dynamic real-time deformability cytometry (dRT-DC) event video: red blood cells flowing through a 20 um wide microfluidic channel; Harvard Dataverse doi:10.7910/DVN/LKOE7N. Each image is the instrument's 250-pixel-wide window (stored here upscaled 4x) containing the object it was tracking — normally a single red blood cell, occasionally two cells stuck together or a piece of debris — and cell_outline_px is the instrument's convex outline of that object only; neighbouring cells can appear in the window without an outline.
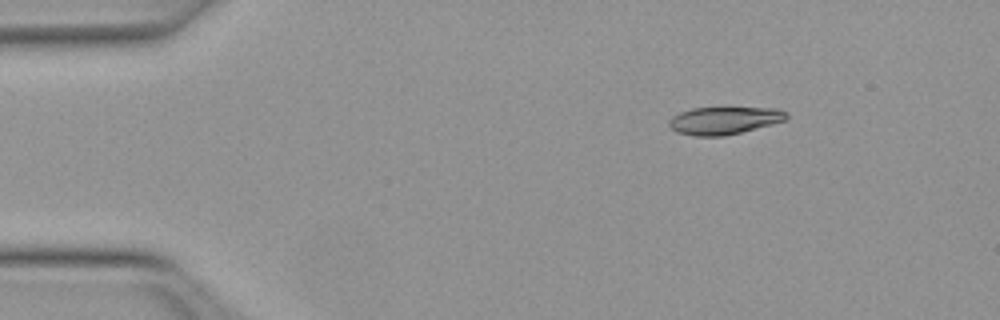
{"species": "Egyptian fruit bat (a non-hibernating species)", "species_latin": "Rousettus aegyptiacus", "temperature_condition": "warm", "stored_images_in_passage": 45, "camera_frame_rate_fps": 3000, "um_per_image_px": 0.085, "animal": {"sex": "female"}, "frame": {"image": 1, "passage_image": 2, "time_ms": 0.333, "image_size_px": [1000, 320], "cell_outline_px": [[788, 116], [784, 120], [772, 124], [724, 136], [696, 136], [676, 132], [668, 124], [668, 120], [672, 116], [680, 112], [692, 108], [780, 108], [788, 112]], "centroid_in_image_um": [61.54, 10.23], "position_along_channel_um": 23.5, "area_um2": 18.79}}
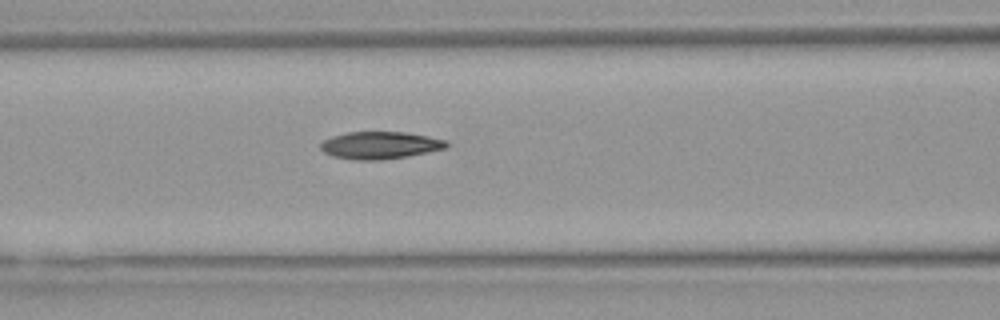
{"frame": {"image": 2, "passage_image": 16, "time_ms": 5.0, "image_size_px": [1000, 320], "cell_outline_px": [[448, 144], [444, 148], [408, 156], [380, 160], [356, 160], [332, 156], [324, 152], [320, 148], [320, 144], [324, 140], [332, 136], [348, 132], [404, 132], [428, 136], [448, 140]], "centroid_in_image_um": [32.28, 12.34], "position_along_channel_um": 134.3, "area_um2": 19.94}}
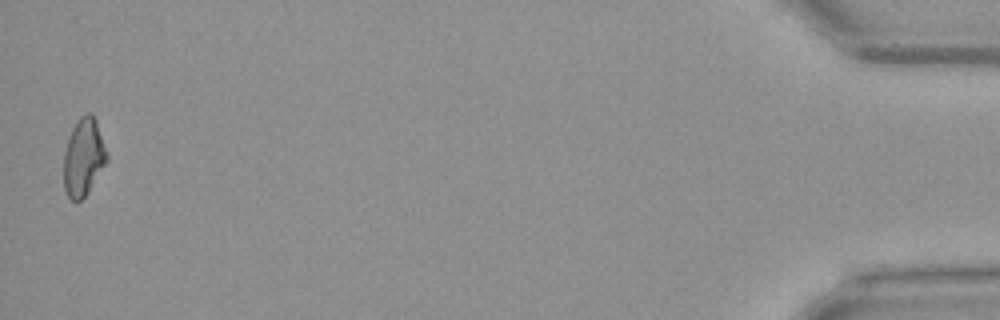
{"frame": {"image": 3, "passage_image": 45, "time_ms": 14.667, "image_size_px": [1000, 320], "cell_outline_px": [[108, 160], [88, 192], [80, 200], [72, 200], [68, 196], [64, 188], [64, 152], [72, 128], [80, 116], [88, 112], [92, 112], [96, 120], [108, 156]], "centroid_in_image_um": [7.1, 13.34], "position_along_channel_um": 428.1, "area_um2": 19.31}, "authors_computed_cell_mechanics": {"area_um2": 19.7676, "velocity_mm_per_s": 4.0147, "shape_relaxation_time_tau1_ms": null, "shape_relaxation_time_tau2_ms": 4.7877, "deformation_change_tau1": null, "deformation_change_tau2": 0.1276}}